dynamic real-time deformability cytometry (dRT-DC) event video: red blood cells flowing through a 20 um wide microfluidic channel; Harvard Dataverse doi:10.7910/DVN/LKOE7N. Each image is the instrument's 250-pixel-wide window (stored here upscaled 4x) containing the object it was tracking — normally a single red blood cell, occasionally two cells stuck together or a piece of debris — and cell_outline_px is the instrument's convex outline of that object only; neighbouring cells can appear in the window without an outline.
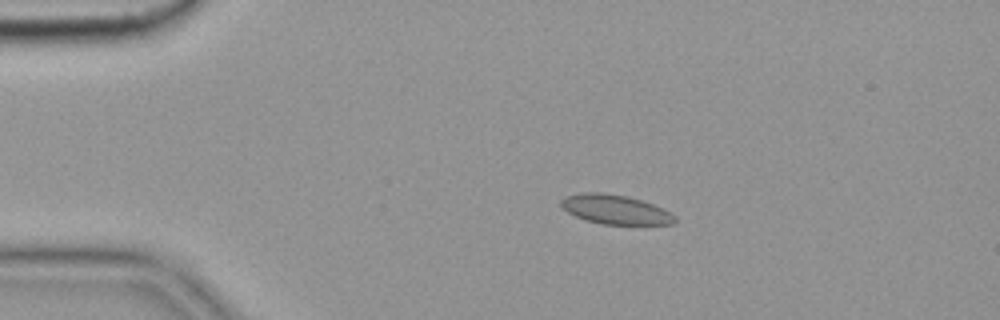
{"species": "common noctule bat (a hibernating species)", "species_latin": "Nyctalus noctula", "temperature_condition": "cold", "stored_images_in_passage": 9, "camera_frame_rate_fps": 3000, "um_per_image_px": 0.085, "animal": {"sex": "female", "body_mass_g": 19.9}, "frame": {"image": 1, "passage_image": 3, "time_ms": 0.667, "image_size_px": [1000, 320], "cell_outline_px": [[676, 220], [672, 224], [604, 224], [588, 220], [576, 216], [568, 212], [560, 204], [560, 200], [564, 196], [580, 192], [604, 192], [628, 196], [652, 204], [676, 216]], "centroid_in_image_um": [52.26, 17.78], "position_along_channel_um": 32.7, "area_um2": 19.25}}
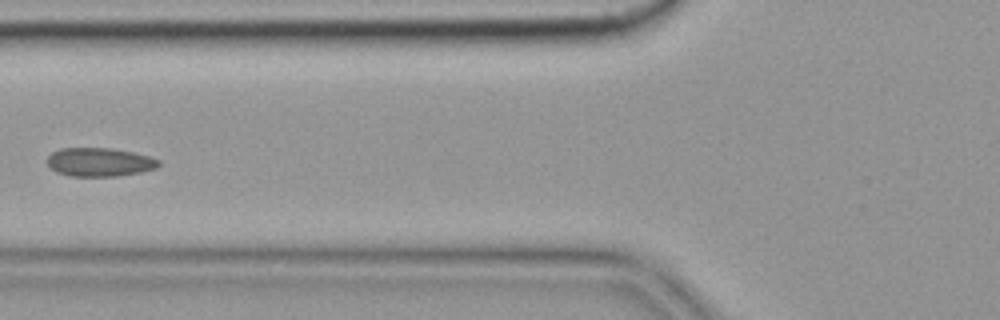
{"frame": {"image": 2, "passage_image": 6, "time_ms": 1.667, "image_size_px": [1000, 320], "cell_outline_px": [[160, 164], [156, 168], [140, 172], [120, 176], [72, 176], [56, 172], [48, 164], [48, 156], [52, 152], [60, 148], [112, 148], [132, 152], [148, 156], [160, 160]], "centroid_in_image_um": [8.47, 13.78], "position_along_channel_um": 117.3, "area_um2": 18.55}}